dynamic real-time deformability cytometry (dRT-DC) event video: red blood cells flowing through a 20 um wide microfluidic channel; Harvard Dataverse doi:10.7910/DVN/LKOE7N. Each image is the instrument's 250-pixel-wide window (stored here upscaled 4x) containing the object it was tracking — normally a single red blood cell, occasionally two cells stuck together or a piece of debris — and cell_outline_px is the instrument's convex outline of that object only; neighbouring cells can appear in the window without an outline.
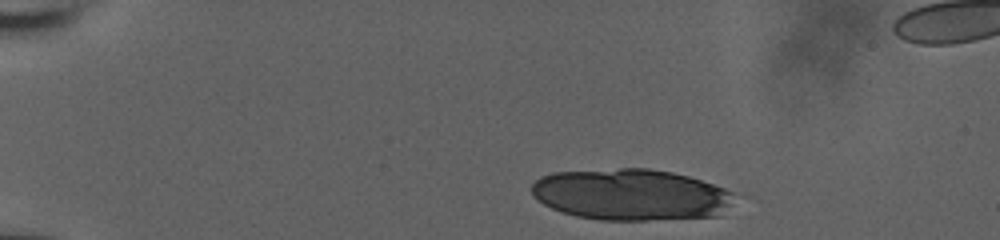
{"species": "human", "species_latin": "Homo sapiens", "temperature_condition": "room temperature", "stored_images_in_passage": 27, "camera_frame_rate_fps": 3000, "um_per_image_px": 0.085, "donor": {"sex": "male"}, "frame": {"image": 1, "passage_image": 1, "time_ms": 0.0, "image_size_px": [1000, 240], "cell_outline_px": [[736, 196], [720, 216], [648, 220], [600, 220], [576, 216], [560, 212], [544, 204], [532, 196], [532, 184], [540, 176], [552, 172], [620, 168], [648, 168], [672, 172], [688, 176], [724, 188], [732, 192]], "centroid_in_image_um": [53.6, 16.54], "position_along_channel_um": 31.4, "area_um2": 60.92}}
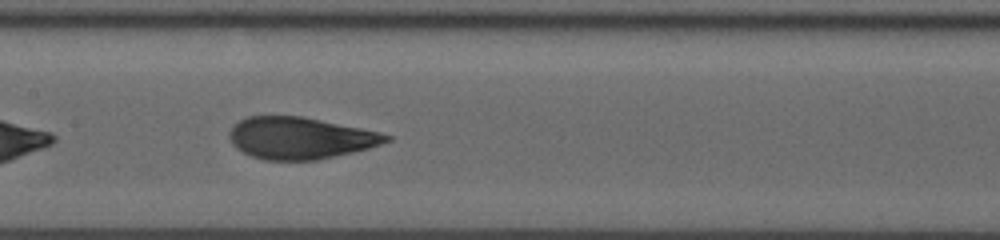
{"frame": {"image": 2, "passage_image": 14, "time_ms": 4.333, "image_size_px": [1000, 240], "cell_outline_px": [[392, 140], [368, 148], [352, 152], [316, 160], [264, 160], [252, 156], [236, 148], [232, 144], [228, 136], [228, 132], [240, 120], [248, 116], [300, 116], [380, 132], [392, 136]], "centroid_in_image_um": [25.49, 11.74], "position_along_channel_um": 181.9, "area_um2": 37.92}}
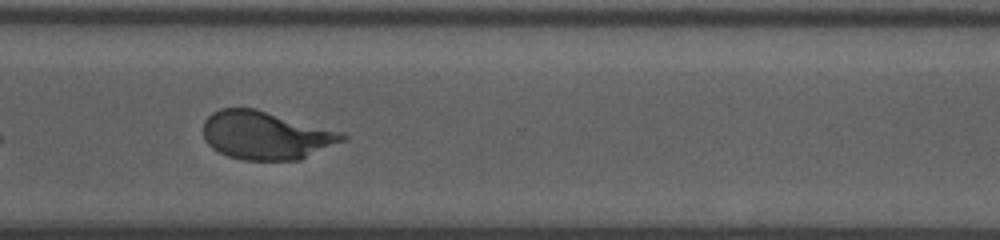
{"frame": {"image": 3, "passage_image": 22, "time_ms": 7.0, "image_size_px": [1000, 240], "cell_outline_px": [[348, 140], [300, 160], [244, 160], [228, 156], [212, 148], [204, 140], [204, 120], [212, 112], [220, 108], [256, 108], [344, 132], [348, 136]], "centroid_in_image_um": [22.65, 11.5], "position_along_channel_um": 347.9, "area_um2": 39.59}}